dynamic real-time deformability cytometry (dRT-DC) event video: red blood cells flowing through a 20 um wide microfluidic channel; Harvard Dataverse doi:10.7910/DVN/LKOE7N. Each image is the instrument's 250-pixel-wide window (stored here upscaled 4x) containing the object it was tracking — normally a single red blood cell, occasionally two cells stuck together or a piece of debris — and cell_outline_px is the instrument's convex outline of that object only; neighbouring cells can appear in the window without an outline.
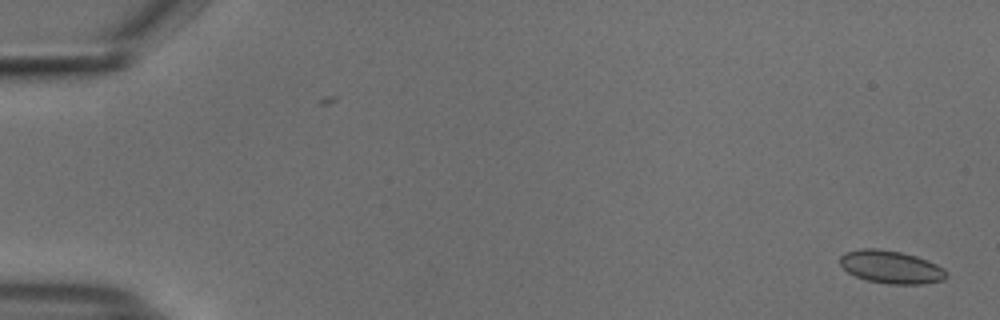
{"species": "common noctule bat (a hibernating species)", "species_latin": "Nyctalus noctula", "temperature_condition": "cold", "stored_images_in_passage": 55, "segment_of_instrument_passage": [1, 2], "camera_frame_rate_fps": 3000, "um_per_image_px": 0.085, "animal": {"sex": "male", "body_mass_g": 18.8}, "frame": {"image": 1, "passage_image": 1, "time_ms": 0.0, "image_size_px": [1000, 320], "cell_outline_px": [[948, 276], [944, 280], [924, 284], [888, 284], [868, 280], [856, 276], [848, 272], [840, 264], [840, 256], [844, 252], [860, 248], [880, 248], [900, 252], [916, 256], [928, 260], [944, 268], [948, 272]], "centroid_in_image_um": [75.76, 22.69], "position_along_channel_um": 9.2, "area_um2": 20.58}}
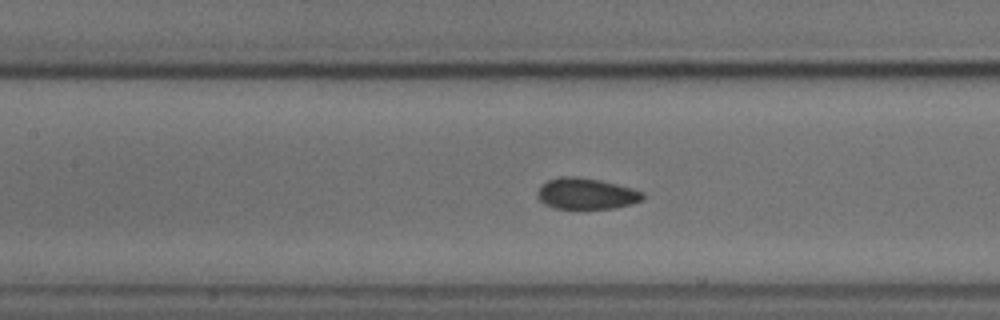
{"frame": {"image": 2, "passage_image": 25, "time_ms": 8.0, "image_size_px": [1000, 320], "cell_outline_px": [[644, 200], [632, 204], [616, 208], [556, 208], [544, 204], [536, 196], [536, 192], [540, 184], [548, 180], [560, 176], [576, 176], [600, 180], [632, 188], [644, 192]], "centroid_in_image_um": [49.82, 16.45], "position_along_channel_um": 157.6, "area_um2": 19.31}}
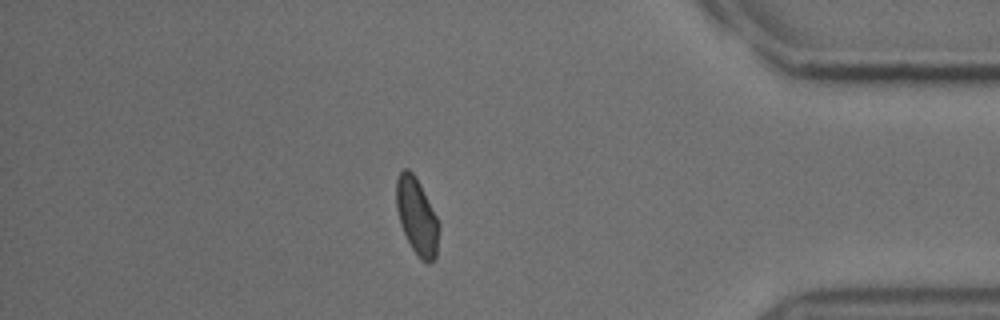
{"frame": {"image": 3, "passage_image": 47, "time_ms": 15.333, "image_size_px": [1000, 320], "cell_outline_px": [[440, 228], [436, 256], [428, 264], [420, 260], [412, 248], [400, 224], [396, 208], [396, 180], [400, 172], [404, 168], [408, 168], [416, 176], [440, 224]], "centroid_in_image_um": [35.43, 18.39], "position_along_channel_um": 399.8, "area_um2": 19.07}}